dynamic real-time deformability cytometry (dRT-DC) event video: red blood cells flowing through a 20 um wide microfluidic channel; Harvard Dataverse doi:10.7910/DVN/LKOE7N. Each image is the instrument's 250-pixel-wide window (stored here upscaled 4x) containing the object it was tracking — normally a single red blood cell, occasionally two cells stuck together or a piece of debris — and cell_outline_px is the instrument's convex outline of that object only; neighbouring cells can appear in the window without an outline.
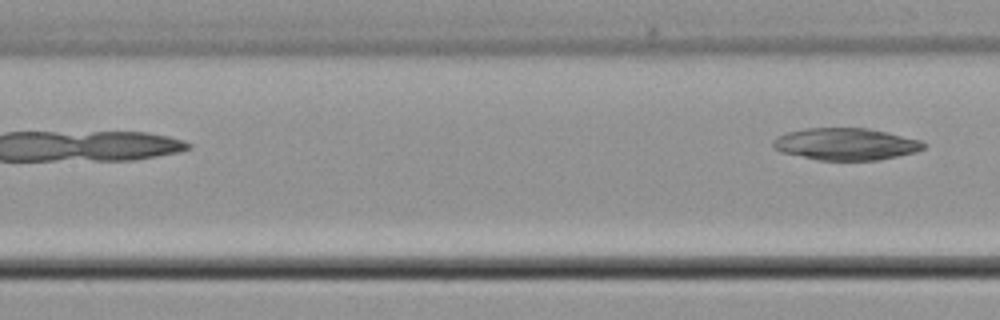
{"species": "common noctule bat (a hibernating species)", "species_latin": "Nyctalus noctula", "temperature_condition": "cold", "stored_images_in_passage": 6, "camera_frame_rate_fps": 3000, "um_per_image_px": 0.085, "animal": {"sex": "male", "body_mass_g": 21.5, "forearm_length_mm": 52.0}, "frame": {"image": 1, "passage_image": 6, "time_ms": 6.0, "image_size_px": [1000, 320], "cell_outline_px": [[928, 144], [924, 148], [916, 152], [876, 160], [816, 160], [780, 152], [772, 148], [772, 140], [776, 136], [788, 132], [804, 128], [868, 128], [920, 140]], "centroid_in_image_um": [71.84, 12.25], "position_along_channel_um": 135.6, "area_um2": 28.21}}